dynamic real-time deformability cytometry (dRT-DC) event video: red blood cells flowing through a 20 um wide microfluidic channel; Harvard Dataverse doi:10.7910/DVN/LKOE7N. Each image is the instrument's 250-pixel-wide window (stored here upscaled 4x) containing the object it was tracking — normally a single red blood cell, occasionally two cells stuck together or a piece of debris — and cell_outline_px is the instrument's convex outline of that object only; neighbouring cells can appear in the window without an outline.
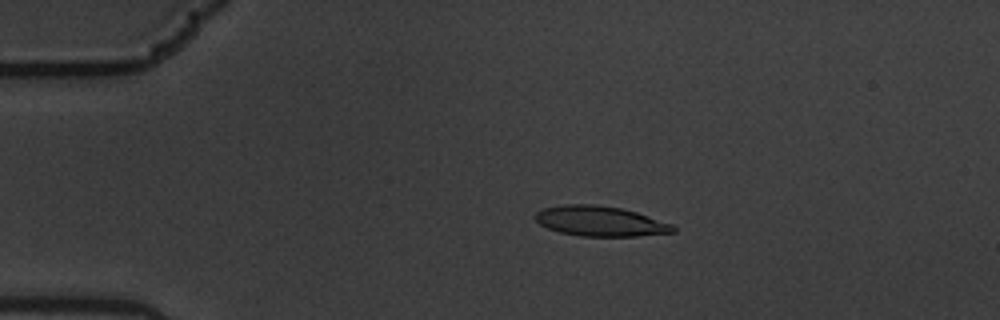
{"species": "common noctule bat (a hibernating species)", "species_latin": "Nyctalus noctula", "temperature_condition": "warm", "stored_images_in_passage": 5, "camera_frame_rate_fps": 3000, "um_per_image_px": 0.085, "animal": {"sex": "male", "body_mass_g": 19.5, "forearm_length_mm": 54.6}, "frame": {"image": 1, "passage_image": 4, "time_ms": 1.0, "image_size_px": [1000, 320], "cell_outline_px": [[676, 232], [636, 236], [580, 236], [560, 232], [548, 228], [540, 224], [536, 220], [536, 212], [544, 208], [564, 204], [596, 204], [620, 208], [636, 212], [672, 224], [676, 228]], "centroid_in_image_um": [51.03, 18.8], "position_along_channel_um": 34.0, "area_um2": 24.04}}